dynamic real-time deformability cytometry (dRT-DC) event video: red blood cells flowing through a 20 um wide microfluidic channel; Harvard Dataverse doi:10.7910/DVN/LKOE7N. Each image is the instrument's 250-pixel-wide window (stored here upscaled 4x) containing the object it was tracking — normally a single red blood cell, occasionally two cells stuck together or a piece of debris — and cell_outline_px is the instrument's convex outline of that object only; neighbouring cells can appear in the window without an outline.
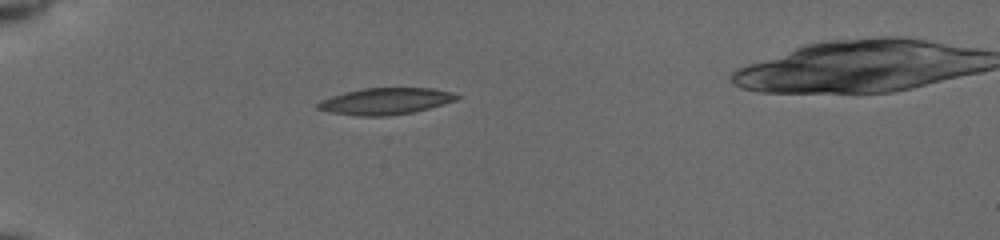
{"species": "common noctule bat (a hibernating species)", "species_latin": "Nyctalus noctula", "temperature_condition": "cold", "stored_images_in_passage": 38, "camera_frame_rate_fps": 3000, "um_per_image_px": 0.085, "animal": {"sex": "female", "body_mass_g": 19.5, "forearm_length_mm": 54.1}, "frame": {"image": 1, "passage_image": 1, "time_ms": 0.0, "image_size_px": [1000, 240], "cell_outline_px": [[464, 96], [456, 100], [428, 108], [412, 112], [388, 116], [356, 116], [332, 112], [316, 108], [316, 104], [320, 100], [344, 92], [364, 88], [432, 88]], "centroid_in_image_um": [32.75, 8.6], "position_along_channel_um": 52.2, "area_um2": 21.39}}
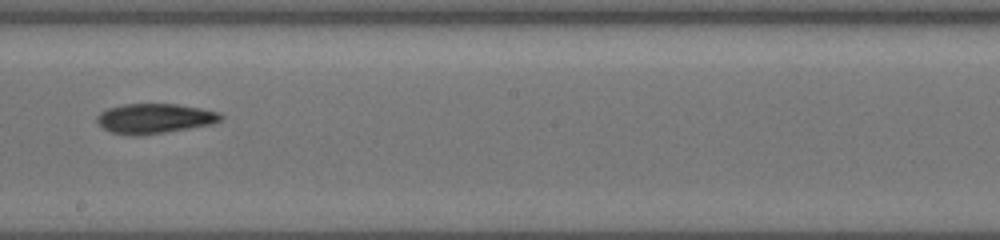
{"frame": {"image": 2, "passage_image": 17, "time_ms": 5.333, "image_size_px": [1000, 240], "cell_outline_px": [[224, 116], [220, 120], [208, 124], [188, 128], [144, 136], [132, 136], [112, 132], [104, 128], [96, 120], [96, 116], [100, 112], [108, 108], [124, 104], [176, 104], [200, 108], [216, 112]], "centroid_in_image_um": [13.08, 10.07], "position_along_channel_um": 235.1, "area_um2": 21.33}}
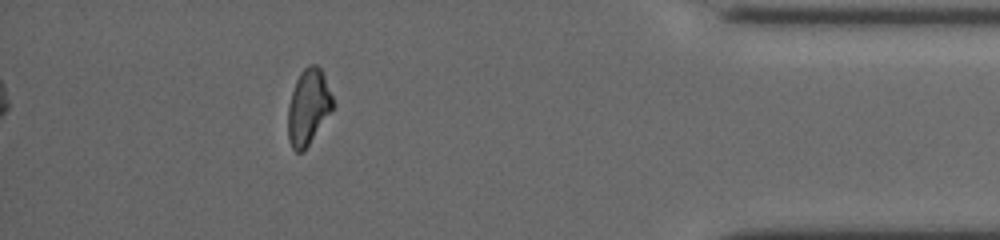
{"frame": {"image": 3, "passage_image": 33, "time_ms": 10.667, "image_size_px": [1000, 240], "cell_outline_px": [[332, 108], [308, 144], [300, 152], [296, 152], [292, 148], [288, 140], [288, 104], [296, 80], [300, 72], [308, 64], [316, 64], [320, 68], [324, 76], [332, 96]], "centroid_in_image_um": [26.16, 9.05], "position_along_channel_um": 409.0, "area_um2": 19.19}}